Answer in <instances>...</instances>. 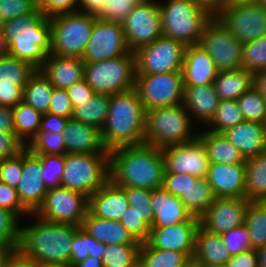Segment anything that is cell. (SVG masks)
I'll return each instance as SVG.
<instances>
[{"label": "cell", "instance_id": "obj_1", "mask_svg": "<svg viewBox=\"0 0 266 267\" xmlns=\"http://www.w3.org/2000/svg\"><path fill=\"white\" fill-rule=\"evenodd\" d=\"M165 161L161 149L143 143L109 152L110 180L118 187L161 188Z\"/></svg>", "mask_w": 266, "mask_h": 267}, {"label": "cell", "instance_id": "obj_2", "mask_svg": "<svg viewBox=\"0 0 266 267\" xmlns=\"http://www.w3.org/2000/svg\"><path fill=\"white\" fill-rule=\"evenodd\" d=\"M146 110L136 88L110 95L101 138L108 152L145 142Z\"/></svg>", "mask_w": 266, "mask_h": 267}, {"label": "cell", "instance_id": "obj_3", "mask_svg": "<svg viewBox=\"0 0 266 267\" xmlns=\"http://www.w3.org/2000/svg\"><path fill=\"white\" fill-rule=\"evenodd\" d=\"M33 218L36 223L21 227L19 249L37 262L70 267V247L78 227Z\"/></svg>", "mask_w": 266, "mask_h": 267}, {"label": "cell", "instance_id": "obj_4", "mask_svg": "<svg viewBox=\"0 0 266 267\" xmlns=\"http://www.w3.org/2000/svg\"><path fill=\"white\" fill-rule=\"evenodd\" d=\"M3 37L9 44V55L39 70L51 48V26L48 17L37 9L3 23Z\"/></svg>", "mask_w": 266, "mask_h": 267}, {"label": "cell", "instance_id": "obj_5", "mask_svg": "<svg viewBox=\"0 0 266 267\" xmlns=\"http://www.w3.org/2000/svg\"><path fill=\"white\" fill-rule=\"evenodd\" d=\"M193 124L183 104L147 110L144 143L159 149L189 143L198 137Z\"/></svg>", "mask_w": 266, "mask_h": 267}, {"label": "cell", "instance_id": "obj_6", "mask_svg": "<svg viewBox=\"0 0 266 267\" xmlns=\"http://www.w3.org/2000/svg\"><path fill=\"white\" fill-rule=\"evenodd\" d=\"M109 153H66L61 187L87 198L108 180Z\"/></svg>", "mask_w": 266, "mask_h": 267}, {"label": "cell", "instance_id": "obj_7", "mask_svg": "<svg viewBox=\"0 0 266 267\" xmlns=\"http://www.w3.org/2000/svg\"><path fill=\"white\" fill-rule=\"evenodd\" d=\"M163 36L186 46L199 44L204 26L212 18L192 0L159 3Z\"/></svg>", "mask_w": 266, "mask_h": 267}, {"label": "cell", "instance_id": "obj_8", "mask_svg": "<svg viewBox=\"0 0 266 267\" xmlns=\"http://www.w3.org/2000/svg\"><path fill=\"white\" fill-rule=\"evenodd\" d=\"M96 18L97 15L80 11L50 17L49 54L82 58Z\"/></svg>", "mask_w": 266, "mask_h": 267}, {"label": "cell", "instance_id": "obj_9", "mask_svg": "<svg viewBox=\"0 0 266 267\" xmlns=\"http://www.w3.org/2000/svg\"><path fill=\"white\" fill-rule=\"evenodd\" d=\"M84 79L98 94L113 95L135 87V54L129 52L112 59L84 63Z\"/></svg>", "mask_w": 266, "mask_h": 267}, {"label": "cell", "instance_id": "obj_10", "mask_svg": "<svg viewBox=\"0 0 266 267\" xmlns=\"http://www.w3.org/2000/svg\"><path fill=\"white\" fill-rule=\"evenodd\" d=\"M198 45L213 59L218 71L243 68V44L218 17L206 23Z\"/></svg>", "mask_w": 266, "mask_h": 267}, {"label": "cell", "instance_id": "obj_11", "mask_svg": "<svg viewBox=\"0 0 266 267\" xmlns=\"http://www.w3.org/2000/svg\"><path fill=\"white\" fill-rule=\"evenodd\" d=\"M186 45L162 36L138 48L135 54L136 75L182 71Z\"/></svg>", "mask_w": 266, "mask_h": 267}, {"label": "cell", "instance_id": "obj_12", "mask_svg": "<svg viewBox=\"0 0 266 267\" xmlns=\"http://www.w3.org/2000/svg\"><path fill=\"white\" fill-rule=\"evenodd\" d=\"M135 88L146 111L157 107L183 104L182 71L136 75Z\"/></svg>", "mask_w": 266, "mask_h": 267}, {"label": "cell", "instance_id": "obj_13", "mask_svg": "<svg viewBox=\"0 0 266 267\" xmlns=\"http://www.w3.org/2000/svg\"><path fill=\"white\" fill-rule=\"evenodd\" d=\"M87 207L88 198L83 194L63 187L52 188L47 191L42 204L30 217L81 227Z\"/></svg>", "mask_w": 266, "mask_h": 267}, {"label": "cell", "instance_id": "obj_14", "mask_svg": "<svg viewBox=\"0 0 266 267\" xmlns=\"http://www.w3.org/2000/svg\"><path fill=\"white\" fill-rule=\"evenodd\" d=\"M157 0H145L135 5L122 21L127 45L130 51L151 44L163 36L161 13Z\"/></svg>", "mask_w": 266, "mask_h": 267}, {"label": "cell", "instance_id": "obj_15", "mask_svg": "<svg viewBox=\"0 0 266 267\" xmlns=\"http://www.w3.org/2000/svg\"><path fill=\"white\" fill-rule=\"evenodd\" d=\"M131 52L120 22L96 18L91 38L82 56L84 63H93L112 59Z\"/></svg>", "mask_w": 266, "mask_h": 267}, {"label": "cell", "instance_id": "obj_16", "mask_svg": "<svg viewBox=\"0 0 266 267\" xmlns=\"http://www.w3.org/2000/svg\"><path fill=\"white\" fill-rule=\"evenodd\" d=\"M217 17L242 44L266 35V7L258 3L225 6Z\"/></svg>", "mask_w": 266, "mask_h": 267}, {"label": "cell", "instance_id": "obj_17", "mask_svg": "<svg viewBox=\"0 0 266 267\" xmlns=\"http://www.w3.org/2000/svg\"><path fill=\"white\" fill-rule=\"evenodd\" d=\"M161 151L165 161L164 172L207 177L210 162L205 147L198 138L189 143L165 147Z\"/></svg>", "mask_w": 266, "mask_h": 267}, {"label": "cell", "instance_id": "obj_18", "mask_svg": "<svg viewBox=\"0 0 266 267\" xmlns=\"http://www.w3.org/2000/svg\"><path fill=\"white\" fill-rule=\"evenodd\" d=\"M246 198L219 197L199 218L200 225L207 231L223 234L232 228L244 224L245 214L249 204Z\"/></svg>", "mask_w": 266, "mask_h": 267}, {"label": "cell", "instance_id": "obj_19", "mask_svg": "<svg viewBox=\"0 0 266 267\" xmlns=\"http://www.w3.org/2000/svg\"><path fill=\"white\" fill-rule=\"evenodd\" d=\"M31 64L11 55L0 57V105L13 108L23 101V89L36 72Z\"/></svg>", "mask_w": 266, "mask_h": 267}, {"label": "cell", "instance_id": "obj_20", "mask_svg": "<svg viewBox=\"0 0 266 267\" xmlns=\"http://www.w3.org/2000/svg\"><path fill=\"white\" fill-rule=\"evenodd\" d=\"M42 161L28 147L22 150V176L16 187L22 205L33 214L48 191L41 176Z\"/></svg>", "mask_w": 266, "mask_h": 267}, {"label": "cell", "instance_id": "obj_21", "mask_svg": "<svg viewBox=\"0 0 266 267\" xmlns=\"http://www.w3.org/2000/svg\"><path fill=\"white\" fill-rule=\"evenodd\" d=\"M200 219L192 216L188 221L164 228H151L147 244L151 248L172 250L194 256L195 237Z\"/></svg>", "mask_w": 266, "mask_h": 267}, {"label": "cell", "instance_id": "obj_22", "mask_svg": "<svg viewBox=\"0 0 266 267\" xmlns=\"http://www.w3.org/2000/svg\"><path fill=\"white\" fill-rule=\"evenodd\" d=\"M245 177L246 163H210L206 178L216 198H245Z\"/></svg>", "mask_w": 266, "mask_h": 267}, {"label": "cell", "instance_id": "obj_23", "mask_svg": "<svg viewBox=\"0 0 266 267\" xmlns=\"http://www.w3.org/2000/svg\"><path fill=\"white\" fill-rule=\"evenodd\" d=\"M128 206L125 190L109 179L98 191L88 197L87 209L97 218L120 221Z\"/></svg>", "mask_w": 266, "mask_h": 267}, {"label": "cell", "instance_id": "obj_24", "mask_svg": "<svg viewBox=\"0 0 266 267\" xmlns=\"http://www.w3.org/2000/svg\"><path fill=\"white\" fill-rule=\"evenodd\" d=\"M218 70L213 59L198 44L186 47L182 66L184 86L213 84Z\"/></svg>", "mask_w": 266, "mask_h": 267}, {"label": "cell", "instance_id": "obj_25", "mask_svg": "<svg viewBox=\"0 0 266 267\" xmlns=\"http://www.w3.org/2000/svg\"><path fill=\"white\" fill-rule=\"evenodd\" d=\"M151 207L154 220L151 228H164L188 221L193 215L187 210L179 197L163 187L151 190Z\"/></svg>", "mask_w": 266, "mask_h": 267}, {"label": "cell", "instance_id": "obj_26", "mask_svg": "<svg viewBox=\"0 0 266 267\" xmlns=\"http://www.w3.org/2000/svg\"><path fill=\"white\" fill-rule=\"evenodd\" d=\"M219 101L213 84L184 86L183 105L195 124L202 123L206 127L213 119Z\"/></svg>", "mask_w": 266, "mask_h": 267}, {"label": "cell", "instance_id": "obj_27", "mask_svg": "<svg viewBox=\"0 0 266 267\" xmlns=\"http://www.w3.org/2000/svg\"><path fill=\"white\" fill-rule=\"evenodd\" d=\"M39 71L55 88L66 89L84 79V62L78 57L49 54Z\"/></svg>", "mask_w": 266, "mask_h": 267}, {"label": "cell", "instance_id": "obj_28", "mask_svg": "<svg viewBox=\"0 0 266 267\" xmlns=\"http://www.w3.org/2000/svg\"><path fill=\"white\" fill-rule=\"evenodd\" d=\"M222 134L246 159L266 151V133L263 123L243 121Z\"/></svg>", "mask_w": 266, "mask_h": 267}, {"label": "cell", "instance_id": "obj_29", "mask_svg": "<svg viewBox=\"0 0 266 267\" xmlns=\"http://www.w3.org/2000/svg\"><path fill=\"white\" fill-rule=\"evenodd\" d=\"M63 137L67 153H109L99 129L73 118H68Z\"/></svg>", "mask_w": 266, "mask_h": 267}, {"label": "cell", "instance_id": "obj_30", "mask_svg": "<svg viewBox=\"0 0 266 267\" xmlns=\"http://www.w3.org/2000/svg\"><path fill=\"white\" fill-rule=\"evenodd\" d=\"M81 228L105 245L110 244H140L120 223L110 219L97 218L88 211L83 219Z\"/></svg>", "mask_w": 266, "mask_h": 267}, {"label": "cell", "instance_id": "obj_31", "mask_svg": "<svg viewBox=\"0 0 266 267\" xmlns=\"http://www.w3.org/2000/svg\"><path fill=\"white\" fill-rule=\"evenodd\" d=\"M194 257L204 266L226 265L230 254L224 246L221 235L198 226L195 237Z\"/></svg>", "mask_w": 266, "mask_h": 267}, {"label": "cell", "instance_id": "obj_32", "mask_svg": "<svg viewBox=\"0 0 266 267\" xmlns=\"http://www.w3.org/2000/svg\"><path fill=\"white\" fill-rule=\"evenodd\" d=\"M204 145L210 163H246L240 151L222 133L200 131L197 137Z\"/></svg>", "mask_w": 266, "mask_h": 267}, {"label": "cell", "instance_id": "obj_33", "mask_svg": "<svg viewBox=\"0 0 266 267\" xmlns=\"http://www.w3.org/2000/svg\"><path fill=\"white\" fill-rule=\"evenodd\" d=\"M213 86L220 100H237L254 86V74L243 68L218 71Z\"/></svg>", "mask_w": 266, "mask_h": 267}, {"label": "cell", "instance_id": "obj_34", "mask_svg": "<svg viewBox=\"0 0 266 267\" xmlns=\"http://www.w3.org/2000/svg\"><path fill=\"white\" fill-rule=\"evenodd\" d=\"M245 198L266 201V151L246 159Z\"/></svg>", "mask_w": 266, "mask_h": 267}, {"label": "cell", "instance_id": "obj_35", "mask_svg": "<svg viewBox=\"0 0 266 267\" xmlns=\"http://www.w3.org/2000/svg\"><path fill=\"white\" fill-rule=\"evenodd\" d=\"M16 137L25 147L37 136L43 114L23 101L12 108Z\"/></svg>", "mask_w": 266, "mask_h": 267}, {"label": "cell", "instance_id": "obj_36", "mask_svg": "<svg viewBox=\"0 0 266 267\" xmlns=\"http://www.w3.org/2000/svg\"><path fill=\"white\" fill-rule=\"evenodd\" d=\"M110 95L96 93L92 98L73 108L71 118L102 130L109 107Z\"/></svg>", "mask_w": 266, "mask_h": 267}, {"label": "cell", "instance_id": "obj_37", "mask_svg": "<svg viewBox=\"0 0 266 267\" xmlns=\"http://www.w3.org/2000/svg\"><path fill=\"white\" fill-rule=\"evenodd\" d=\"M53 91L54 86L36 70L23 89V102L42 114L48 113Z\"/></svg>", "mask_w": 266, "mask_h": 267}, {"label": "cell", "instance_id": "obj_38", "mask_svg": "<svg viewBox=\"0 0 266 267\" xmlns=\"http://www.w3.org/2000/svg\"><path fill=\"white\" fill-rule=\"evenodd\" d=\"M179 198L187 210L197 218H200L216 199L207 178H199Z\"/></svg>", "mask_w": 266, "mask_h": 267}, {"label": "cell", "instance_id": "obj_39", "mask_svg": "<svg viewBox=\"0 0 266 267\" xmlns=\"http://www.w3.org/2000/svg\"><path fill=\"white\" fill-rule=\"evenodd\" d=\"M244 225L248 229L251 248L266 246V202L250 201L245 214Z\"/></svg>", "mask_w": 266, "mask_h": 267}, {"label": "cell", "instance_id": "obj_40", "mask_svg": "<svg viewBox=\"0 0 266 267\" xmlns=\"http://www.w3.org/2000/svg\"><path fill=\"white\" fill-rule=\"evenodd\" d=\"M188 258L186 253L151 248L147 243H142L137 267H181Z\"/></svg>", "mask_w": 266, "mask_h": 267}, {"label": "cell", "instance_id": "obj_41", "mask_svg": "<svg viewBox=\"0 0 266 267\" xmlns=\"http://www.w3.org/2000/svg\"><path fill=\"white\" fill-rule=\"evenodd\" d=\"M106 245L97 241L93 236L78 227L71 243L70 267L85 260L88 256L102 259Z\"/></svg>", "mask_w": 266, "mask_h": 267}, {"label": "cell", "instance_id": "obj_42", "mask_svg": "<svg viewBox=\"0 0 266 267\" xmlns=\"http://www.w3.org/2000/svg\"><path fill=\"white\" fill-rule=\"evenodd\" d=\"M243 121L245 119L237 100H220L215 115L205 130L222 133Z\"/></svg>", "mask_w": 266, "mask_h": 267}, {"label": "cell", "instance_id": "obj_43", "mask_svg": "<svg viewBox=\"0 0 266 267\" xmlns=\"http://www.w3.org/2000/svg\"><path fill=\"white\" fill-rule=\"evenodd\" d=\"M141 244L106 245L102 257L104 267H137Z\"/></svg>", "mask_w": 266, "mask_h": 267}, {"label": "cell", "instance_id": "obj_44", "mask_svg": "<svg viewBox=\"0 0 266 267\" xmlns=\"http://www.w3.org/2000/svg\"><path fill=\"white\" fill-rule=\"evenodd\" d=\"M237 102L245 121L263 123L266 115V98L255 86L241 95Z\"/></svg>", "mask_w": 266, "mask_h": 267}, {"label": "cell", "instance_id": "obj_45", "mask_svg": "<svg viewBox=\"0 0 266 267\" xmlns=\"http://www.w3.org/2000/svg\"><path fill=\"white\" fill-rule=\"evenodd\" d=\"M242 63L253 74L266 70V35L243 44Z\"/></svg>", "mask_w": 266, "mask_h": 267}, {"label": "cell", "instance_id": "obj_46", "mask_svg": "<svg viewBox=\"0 0 266 267\" xmlns=\"http://www.w3.org/2000/svg\"><path fill=\"white\" fill-rule=\"evenodd\" d=\"M34 154L65 155L66 145L63 134L39 131L27 146Z\"/></svg>", "mask_w": 266, "mask_h": 267}, {"label": "cell", "instance_id": "obj_47", "mask_svg": "<svg viewBox=\"0 0 266 267\" xmlns=\"http://www.w3.org/2000/svg\"><path fill=\"white\" fill-rule=\"evenodd\" d=\"M36 155L42 161L41 176L46 188L49 190L61 187V178L64 171V155Z\"/></svg>", "mask_w": 266, "mask_h": 267}, {"label": "cell", "instance_id": "obj_48", "mask_svg": "<svg viewBox=\"0 0 266 267\" xmlns=\"http://www.w3.org/2000/svg\"><path fill=\"white\" fill-rule=\"evenodd\" d=\"M125 190L129 206L135 208L142 219L151 227L154 214L151 207V190L145 188L121 187Z\"/></svg>", "mask_w": 266, "mask_h": 267}, {"label": "cell", "instance_id": "obj_49", "mask_svg": "<svg viewBox=\"0 0 266 267\" xmlns=\"http://www.w3.org/2000/svg\"><path fill=\"white\" fill-rule=\"evenodd\" d=\"M20 219L11 211L0 208V243L19 248Z\"/></svg>", "mask_w": 266, "mask_h": 267}, {"label": "cell", "instance_id": "obj_50", "mask_svg": "<svg viewBox=\"0 0 266 267\" xmlns=\"http://www.w3.org/2000/svg\"><path fill=\"white\" fill-rule=\"evenodd\" d=\"M120 223L137 242L140 244L147 242L151 227L142 219V216L135 211V208L128 206L122 214Z\"/></svg>", "mask_w": 266, "mask_h": 267}, {"label": "cell", "instance_id": "obj_51", "mask_svg": "<svg viewBox=\"0 0 266 267\" xmlns=\"http://www.w3.org/2000/svg\"><path fill=\"white\" fill-rule=\"evenodd\" d=\"M248 234V229L244 224L221 234L224 246L228 250L230 256L251 249V242Z\"/></svg>", "mask_w": 266, "mask_h": 267}, {"label": "cell", "instance_id": "obj_52", "mask_svg": "<svg viewBox=\"0 0 266 267\" xmlns=\"http://www.w3.org/2000/svg\"><path fill=\"white\" fill-rule=\"evenodd\" d=\"M141 0H105V6L97 15L98 18L106 21L120 22L126 18L135 5Z\"/></svg>", "mask_w": 266, "mask_h": 267}, {"label": "cell", "instance_id": "obj_53", "mask_svg": "<svg viewBox=\"0 0 266 267\" xmlns=\"http://www.w3.org/2000/svg\"><path fill=\"white\" fill-rule=\"evenodd\" d=\"M37 9L32 0H0V22L3 24Z\"/></svg>", "mask_w": 266, "mask_h": 267}, {"label": "cell", "instance_id": "obj_54", "mask_svg": "<svg viewBox=\"0 0 266 267\" xmlns=\"http://www.w3.org/2000/svg\"><path fill=\"white\" fill-rule=\"evenodd\" d=\"M22 176V151L11 158L0 160V181L16 188Z\"/></svg>", "mask_w": 266, "mask_h": 267}, {"label": "cell", "instance_id": "obj_55", "mask_svg": "<svg viewBox=\"0 0 266 267\" xmlns=\"http://www.w3.org/2000/svg\"><path fill=\"white\" fill-rule=\"evenodd\" d=\"M0 208L13 212L19 219L31 213L22 205L17 190L0 181ZM21 216V217H20Z\"/></svg>", "mask_w": 266, "mask_h": 267}, {"label": "cell", "instance_id": "obj_56", "mask_svg": "<svg viewBox=\"0 0 266 267\" xmlns=\"http://www.w3.org/2000/svg\"><path fill=\"white\" fill-rule=\"evenodd\" d=\"M199 178L190 174L164 172L163 188L174 196L180 197L186 193L191 184Z\"/></svg>", "mask_w": 266, "mask_h": 267}, {"label": "cell", "instance_id": "obj_57", "mask_svg": "<svg viewBox=\"0 0 266 267\" xmlns=\"http://www.w3.org/2000/svg\"><path fill=\"white\" fill-rule=\"evenodd\" d=\"M73 108L74 107L68 97L66 89L54 87L48 113L55 114L59 117L71 118Z\"/></svg>", "mask_w": 266, "mask_h": 267}, {"label": "cell", "instance_id": "obj_58", "mask_svg": "<svg viewBox=\"0 0 266 267\" xmlns=\"http://www.w3.org/2000/svg\"><path fill=\"white\" fill-rule=\"evenodd\" d=\"M79 0H46L39 8L45 17H53L64 13L79 11Z\"/></svg>", "mask_w": 266, "mask_h": 267}, {"label": "cell", "instance_id": "obj_59", "mask_svg": "<svg viewBox=\"0 0 266 267\" xmlns=\"http://www.w3.org/2000/svg\"><path fill=\"white\" fill-rule=\"evenodd\" d=\"M25 148L13 133L0 132V160L18 155Z\"/></svg>", "mask_w": 266, "mask_h": 267}, {"label": "cell", "instance_id": "obj_60", "mask_svg": "<svg viewBox=\"0 0 266 267\" xmlns=\"http://www.w3.org/2000/svg\"><path fill=\"white\" fill-rule=\"evenodd\" d=\"M66 91L73 107H76L82 102L89 100L96 94L94 90L86 83L85 79H82L67 87Z\"/></svg>", "mask_w": 266, "mask_h": 267}, {"label": "cell", "instance_id": "obj_61", "mask_svg": "<svg viewBox=\"0 0 266 267\" xmlns=\"http://www.w3.org/2000/svg\"><path fill=\"white\" fill-rule=\"evenodd\" d=\"M67 122L68 118L59 117L51 113H45L42 116L39 131H44V132L50 131L59 134H64Z\"/></svg>", "mask_w": 266, "mask_h": 267}, {"label": "cell", "instance_id": "obj_62", "mask_svg": "<svg viewBox=\"0 0 266 267\" xmlns=\"http://www.w3.org/2000/svg\"><path fill=\"white\" fill-rule=\"evenodd\" d=\"M227 267H258V259L255 249L243 251L237 255L230 256L226 263Z\"/></svg>", "mask_w": 266, "mask_h": 267}, {"label": "cell", "instance_id": "obj_63", "mask_svg": "<svg viewBox=\"0 0 266 267\" xmlns=\"http://www.w3.org/2000/svg\"><path fill=\"white\" fill-rule=\"evenodd\" d=\"M5 267H37V261L26 256L18 248L14 249L8 256Z\"/></svg>", "mask_w": 266, "mask_h": 267}, {"label": "cell", "instance_id": "obj_64", "mask_svg": "<svg viewBox=\"0 0 266 267\" xmlns=\"http://www.w3.org/2000/svg\"><path fill=\"white\" fill-rule=\"evenodd\" d=\"M198 7L204 9L211 17H217L225 7V0H192Z\"/></svg>", "mask_w": 266, "mask_h": 267}, {"label": "cell", "instance_id": "obj_65", "mask_svg": "<svg viewBox=\"0 0 266 267\" xmlns=\"http://www.w3.org/2000/svg\"><path fill=\"white\" fill-rule=\"evenodd\" d=\"M0 132L15 134L12 108L0 105Z\"/></svg>", "mask_w": 266, "mask_h": 267}, {"label": "cell", "instance_id": "obj_66", "mask_svg": "<svg viewBox=\"0 0 266 267\" xmlns=\"http://www.w3.org/2000/svg\"><path fill=\"white\" fill-rule=\"evenodd\" d=\"M79 11L98 15L105 6V0H79Z\"/></svg>", "mask_w": 266, "mask_h": 267}, {"label": "cell", "instance_id": "obj_67", "mask_svg": "<svg viewBox=\"0 0 266 267\" xmlns=\"http://www.w3.org/2000/svg\"><path fill=\"white\" fill-rule=\"evenodd\" d=\"M254 86L266 98V70L254 74Z\"/></svg>", "mask_w": 266, "mask_h": 267}, {"label": "cell", "instance_id": "obj_68", "mask_svg": "<svg viewBox=\"0 0 266 267\" xmlns=\"http://www.w3.org/2000/svg\"><path fill=\"white\" fill-rule=\"evenodd\" d=\"M74 267H104L102 259L88 256L85 260L77 263Z\"/></svg>", "mask_w": 266, "mask_h": 267}, {"label": "cell", "instance_id": "obj_69", "mask_svg": "<svg viewBox=\"0 0 266 267\" xmlns=\"http://www.w3.org/2000/svg\"><path fill=\"white\" fill-rule=\"evenodd\" d=\"M14 249L11 245L0 243V267H5L6 260Z\"/></svg>", "mask_w": 266, "mask_h": 267}, {"label": "cell", "instance_id": "obj_70", "mask_svg": "<svg viewBox=\"0 0 266 267\" xmlns=\"http://www.w3.org/2000/svg\"><path fill=\"white\" fill-rule=\"evenodd\" d=\"M9 55V44L3 37V24L0 22V57Z\"/></svg>", "mask_w": 266, "mask_h": 267}, {"label": "cell", "instance_id": "obj_71", "mask_svg": "<svg viewBox=\"0 0 266 267\" xmlns=\"http://www.w3.org/2000/svg\"><path fill=\"white\" fill-rule=\"evenodd\" d=\"M258 259V267H266V246L255 249Z\"/></svg>", "mask_w": 266, "mask_h": 267}, {"label": "cell", "instance_id": "obj_72", "mask_svg": "<svg viewBox=\"0 0 266 267\" xmlns=\"http://www.w3.org/2000/svg\"><path fill=\"white\" fill-rule=\"evenodd\" d=\"M256 2L257 0H225V6L248 5Z\"/></svg>", "mask_w": 266, "mask_h": 267}, {"label": "cell", "instance_id": "obj_73", "mask_svg": "<svg viewBox=\"0 0 266 267\" xmlns=\"http://www.w3.org/2000/svg\"><path fill=\"white\" fill-rule=\"evenodd\" d=\"M181 267H204V265L193 256L189 257Z\"/></svg>", "mask_w": 266, "mask_h": 267}, {"label": "cell", "instance_id": "obj_74", "mask_svg": "<svg viewBox=\"0 0 266 267\" xmlns=\"http://www.w3.org/2000/svg\"><path fill=\"white\" fill-rule=\"evenodd\" d=\"M37 267H62L59 265L49 264V263H40L37 262Z\"/></svg>", "mask_w": 266, "mask_h": 267}, {"label": "cell", "instance_id": "obj_75", "mask_svg": "<svg viewBox=\"0 0 266 267\" xmlns=\"http://www.w3.org/2000/svg\"><path fill=\"white\" fill-rule=\"evenodd\" d=\"M46 0H32V3L36 6V8H40Z\"/></svg>", "mask_w": 266, "mask_h": 267}, {"label": "cell", "instance_id": "obj_76", "mask_svg": "<svg viewBox=\"0 0 266 267\" xmlns=\"http://www.w3.org/2000/svg\"><path fill=\"white\" fill-rule=\"evenodd\" d=\"M259 5H262L264 7H266V0H257V2Z\"/></svg>", "mask_w": 266, "mask_h": 267}, {"label": "cell", "instance_id": "obj_77", "mask_svg": "<svg viewBox=\"0 0 266 267\" xmlns=\"http://www.w3.org/2000/svg\"><path fill=\"white\" fill-rule=\"evenodd\" d=\"M263 127H264V130H265V133H266V115H265V118H264V121H263Z\"/></svg>", "mask_w": 266, "mask_h": 267}, {"label": "cell", "instance_id": "obj_78", "mask_svg": "<svg viewBox=\"0 0 266 267\" xmlns=\"http://www.w3.org/2000/svg\"><path fill=\"white\" fill-rule=\"evenodd\" d=\"M204 267H227L226 265H217V266H204Z\"/></svg>", "mask_w": 266, "mask_h": 267}]
</instances>
